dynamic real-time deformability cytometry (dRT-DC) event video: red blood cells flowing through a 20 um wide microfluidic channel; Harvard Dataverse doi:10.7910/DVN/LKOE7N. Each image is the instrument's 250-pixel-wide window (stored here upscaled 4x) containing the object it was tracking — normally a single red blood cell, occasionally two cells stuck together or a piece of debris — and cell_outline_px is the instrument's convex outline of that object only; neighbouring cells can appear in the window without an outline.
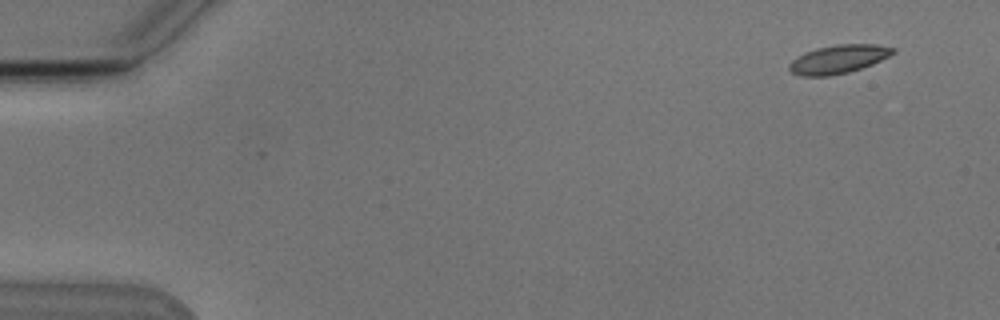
{"species": "Egyptian fruit bat (a non-hibernating species)", "species_latin": "Rousettus aegyptiacus", "temperature_condition": "cold", "stored_images_in_passage": 5, "camera_frame_rate_fps": 3000, "um_per_image_px": 0.085, "animal": {"sex": "male"}, "frame": {"image": 1, "passage_image": 1, "time_ms": 0.0, "image_size_px": [1000, 320], "cell_outline_px": [[896, 52], [872, 64], [848, 72], [828, 76], [800, 76], [792, 72], [788, 68], [788, 64], [792, 60], [816, 48], [840, 44], [876, 44], [896, 48]], "centroid_in_image_um": [71.28, 5.03], "position_along_channel_um": 13.7, "area_um2": 16.99}}
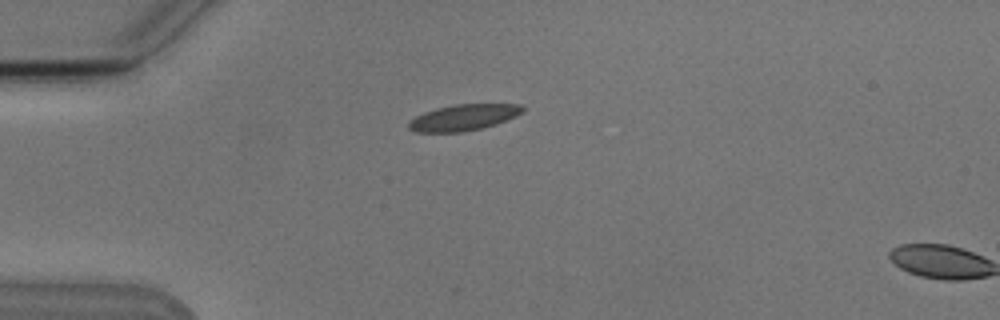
{"frame": {"image": 2, "passage_image": 4, "time_ms": 3.667, "image_size_px": [1000, 320], "cell_outline_px": [[524, 112], [516, 116], [496, 124], [480, 128], [460, 132], [416, 132], [408, 128], [408, 120], [424, 112], [436, 108], [456, 104], [520, 104], [524, 108]], "centroid_in_image_um": [39.38, 9.98], "position_along_channel_um": 45.6, "area_um2": 17.34}}